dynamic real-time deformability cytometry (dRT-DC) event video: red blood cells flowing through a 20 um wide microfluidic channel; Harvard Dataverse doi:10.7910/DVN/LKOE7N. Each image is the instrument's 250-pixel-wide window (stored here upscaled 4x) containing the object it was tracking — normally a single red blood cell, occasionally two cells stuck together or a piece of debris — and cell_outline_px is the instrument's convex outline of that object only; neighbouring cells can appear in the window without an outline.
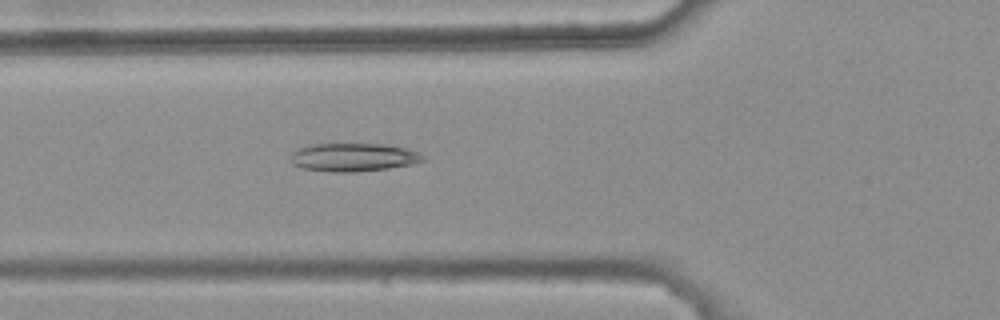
{"species": "common noctule bat (a hibernating species)", "species_latin": "Nyctalus noctula", "temperature_condition": "warm", "stored_images_in_passage": 33, "camera_frame_rate_fps": 3000, "um_per_image_px": 0.085, "animal": {"sex": "female", "body_mass_g": 25.1}, "frame": {"image": 1, "passage_image": 5, "time_ms": 1.333, "image_size_px": [1000, 320], "cell_outline_px": [[424, 160], [412, 164], [388, 168], [356, 172], [328, 172], [300, 168], [292, 164], [288, 160], [288, 156], [296, 148], [312, 144], [384, 144], [404, 148], [416, 152], [424, 156]], "centroid_in_image_um": [29.92, 13.37], "position_along_channel_um": 95.9, "area_um2": 22.02}}
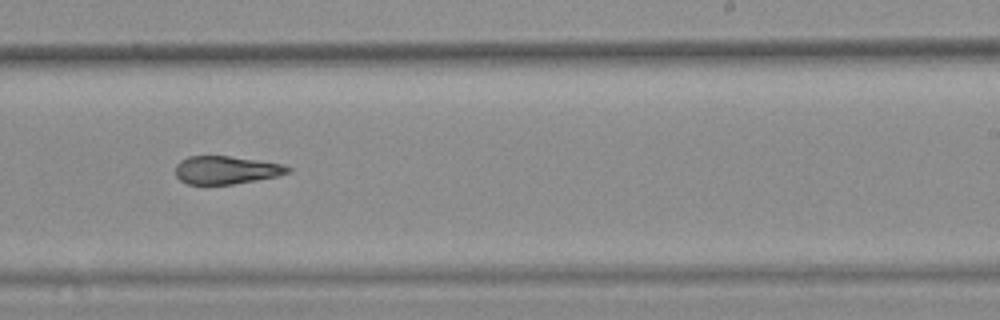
{"frame": {"image": 2, "passage_image": 19, "time_ms": 6.0, "image_size_px": [1000, 320], "cell_outline_px": [[292, 172], [276, 176], [256, 180], [232, 184], [188, 184], [180, 180], [176, 176], [176, 164], [180, 160], [188, 156], [228, 156], [284, 164], [292, 168]], "centroid_in_image_um": [19.23, 14.45], "position_along_channel_um": 269.8, "area_um2": 18.32}}
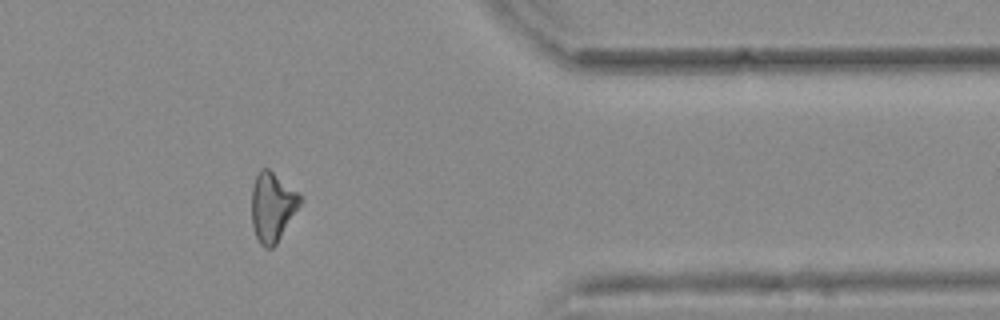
{"frame": {"image": 3, "passage_image": 30, "time_ms": 9.667, "image_size_px": [1000, 320], "cell_outline_px": [[300, 204], [276, 244], [272, 248], [264, 248], [260, 244], [256, 236], [252, 224], [252, 188], [256, 176], [260, 168], [268, 168], [296, 192], [300, 196]], "centroid_in_image_um": [23.11, 17.6], "position_along_channel_um": 388.3, "area_um2": 19.02}, "authors_computed_cell_mechanics": {"area_um2": 19.652, "velocity_mm_per_s": 3.7305, "shape_relaxation_time_tau1_ms": null, "shape_relaxation_time_tau2_ms": 5.1929, "deformation_change_tau1": null, "deformation_change_tau2": 0.1492}}